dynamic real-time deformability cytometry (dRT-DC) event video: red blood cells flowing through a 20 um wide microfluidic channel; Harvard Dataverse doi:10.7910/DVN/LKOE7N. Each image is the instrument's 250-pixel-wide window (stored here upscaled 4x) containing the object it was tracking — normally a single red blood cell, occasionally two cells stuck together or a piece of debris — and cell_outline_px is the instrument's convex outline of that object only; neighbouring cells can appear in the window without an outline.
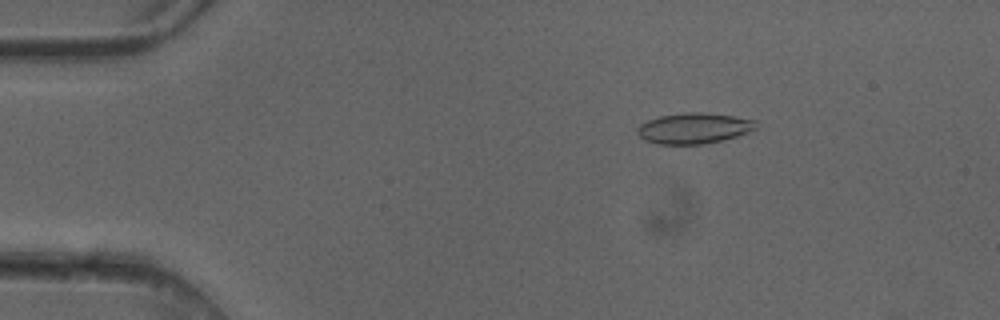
{"species": "common noctule bat (a hibernating species)", "species_latin": "Nyctalus noctula", "temperature_condition": "cold", "stored_images_in_passage": 4, "camera_frame_rate_fps": 3000, "um_per_image_px": 0.085, "animal": {"sex": "female"}, "frame": {"image": 1, "passage_image": 2, "time_ms": 0.333, "image_size_px": [1000, 320], "cell_outline_px": [[756, 128], [748, 132], [724, 140], [704, 144], [656, 144], [644, 140], [636, 132], [636, 128], [640, 124], [648, 120], [660, 116], [684, 112], [704, 112], [732, 116], [756, 120]], "centroid_in_image_um": [58.95, 10.9], "position_along_channel_um": 26.0, "area_um2": 21.33}}
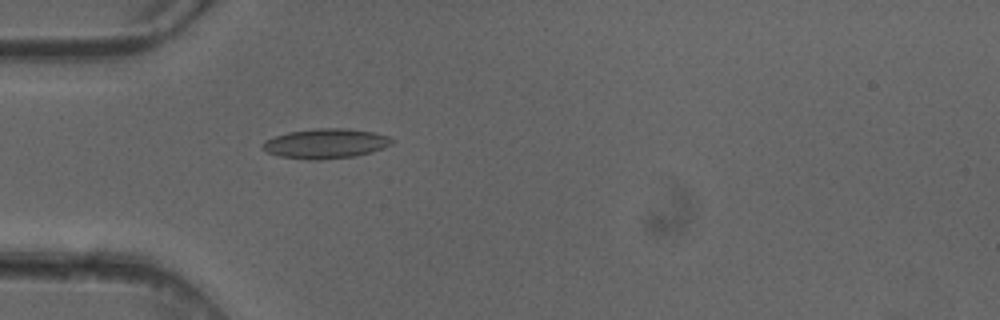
{"frame": {"image": 2, "passage_image": 4, "time_ms": 1.0, "image_size_px": [1000, 320], "cell_outline_px": [[396, 140], [392, 144], [372, 152], [356, 156], [320, 160], [308, 160], [280, 156], [268, 152], [260, 144], [264, 140], [288, 132], [316, 128], [348, 128], [372, 132], [388, 136]], "centroid_in_image_um": [27.7, 12.2], "position_along_channel_um": 57.3, "area_um2": 22.54}}